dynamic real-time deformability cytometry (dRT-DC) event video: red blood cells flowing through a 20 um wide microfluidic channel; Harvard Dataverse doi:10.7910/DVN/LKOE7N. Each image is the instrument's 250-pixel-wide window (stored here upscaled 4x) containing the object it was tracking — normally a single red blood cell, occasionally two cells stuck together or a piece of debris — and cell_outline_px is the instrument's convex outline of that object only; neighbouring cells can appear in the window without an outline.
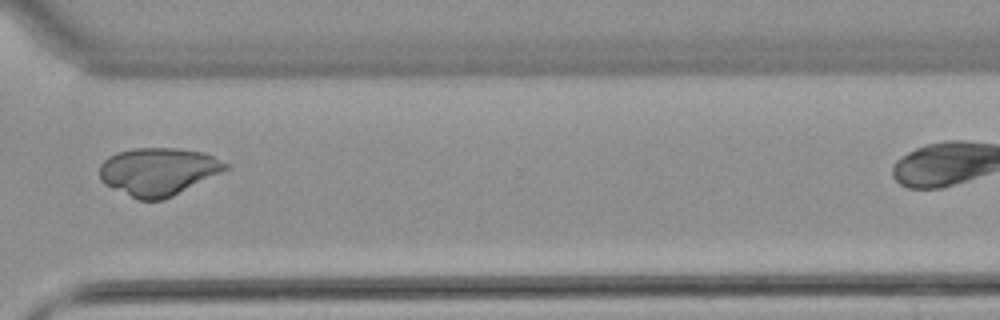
{"species": "common noctule bat (a hibernating species)", "species_latin": "Nyctalus noctula", "temperature_condition": "warm", "stored_images_in_passage": 29, "camera_frame_rate_fps": 3000, "um_per_image_px": 0.085, "animal": {"sex": "female", "body_mass_g": 22.7, "forearm_length_mm": 54.2}, "frame": {"image": 1, "passage_image": 25, "time_ms": 8.0, "image_size_px": [1000, 320], "cell_outline_px": [[228, 168], [164, 200], [136, 200], [104, 184], [100, 180], [100, 164], [108, 156], [116, 152], [132, 148], [180, 148], [204, 152], [228, 164]], "centroid_in_image_um": [13.39, 14.57], "position_along_channel_um": 357.2, "area_um2": 34.97}}